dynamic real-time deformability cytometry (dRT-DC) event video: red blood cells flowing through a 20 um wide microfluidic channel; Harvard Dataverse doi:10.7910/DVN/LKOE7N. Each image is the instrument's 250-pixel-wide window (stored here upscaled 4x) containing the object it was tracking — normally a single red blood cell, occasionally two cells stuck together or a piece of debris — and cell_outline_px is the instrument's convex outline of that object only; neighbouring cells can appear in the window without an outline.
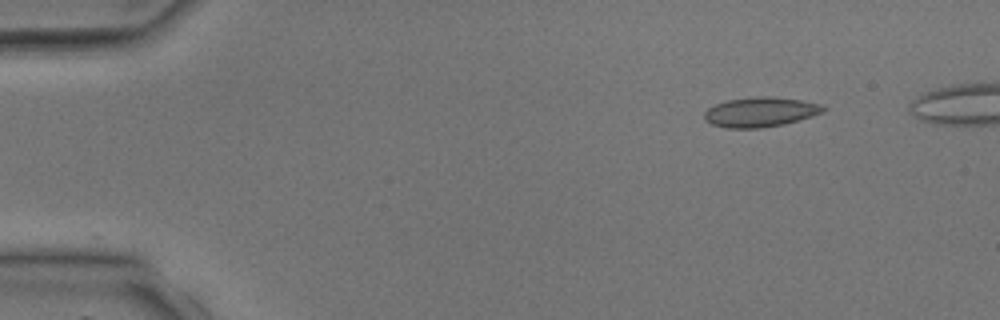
{"species": "common noctule bat (a hibernating species)", "species_latin": "Nyctalus noctula", "temperature_condition": "room temperature", "stored_images_in_passage": 3, "camera_frame_rate_fps": 3000, "um_per_image_px": 0.085, "animal": {"sex": "male", "body_mass_g": 17.9, "forearm_length_mm": 54.2}, "frame": {"image": 1, "passage_image": 3, "time_ms": 2.333, "image_size_px": [1000, 320], "cell_outline_px": [[828, 108], [824, 112], [812, 116], [784, 124], [760, 128], [724, 128], [712, 124], [704, 120], [704, 112], [708, 108], [716, 104], [728, 100], [760, 96], [772, 96], [800, 100], [820, 104]], "centroid_in_image_um": [64.63, 9.53], "position_along_channel_um": 20.4, "area_um2": 20.63}}